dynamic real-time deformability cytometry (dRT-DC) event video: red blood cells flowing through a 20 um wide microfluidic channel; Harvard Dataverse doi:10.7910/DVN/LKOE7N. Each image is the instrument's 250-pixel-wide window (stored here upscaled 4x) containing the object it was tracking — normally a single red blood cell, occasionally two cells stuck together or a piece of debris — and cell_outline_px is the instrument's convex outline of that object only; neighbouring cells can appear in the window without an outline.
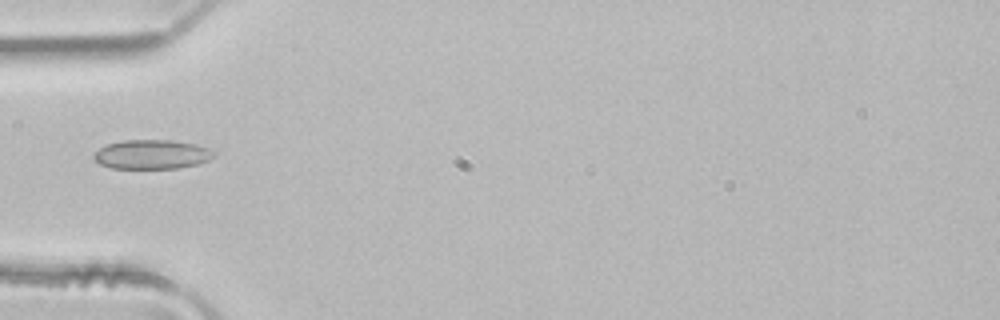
{"species": "common noctule bat (a hibernating species)", "species_latin": "Nyctalus noctula", "temperature_condition": "room temperature", "stored_images_in_passage": 4, "camera_frame_rate_fps": 3000, "um_per_image_px": 0.085, "animal": {"sex": "male", "body_mass_g": 21.5, "forearm_length_mm": 52.0}, "frame": {"image": 1, "passage_image": 4, "time_ms": 1.0, "image_size_px": [1000, 320], "cell_outline_px": [[216, 156], [208, 160], [196, 164], [176, 168], [112, 168], [100, 164], [92, 156], [100, 148], [108, 144], [124, 140], [172, 140], [196, 144], [208, 148], [216, 152]], "centroid_in_image_um": [12.94, 13.12], "position_along_channel_um": 72.1, "area_um2": 20.35}}